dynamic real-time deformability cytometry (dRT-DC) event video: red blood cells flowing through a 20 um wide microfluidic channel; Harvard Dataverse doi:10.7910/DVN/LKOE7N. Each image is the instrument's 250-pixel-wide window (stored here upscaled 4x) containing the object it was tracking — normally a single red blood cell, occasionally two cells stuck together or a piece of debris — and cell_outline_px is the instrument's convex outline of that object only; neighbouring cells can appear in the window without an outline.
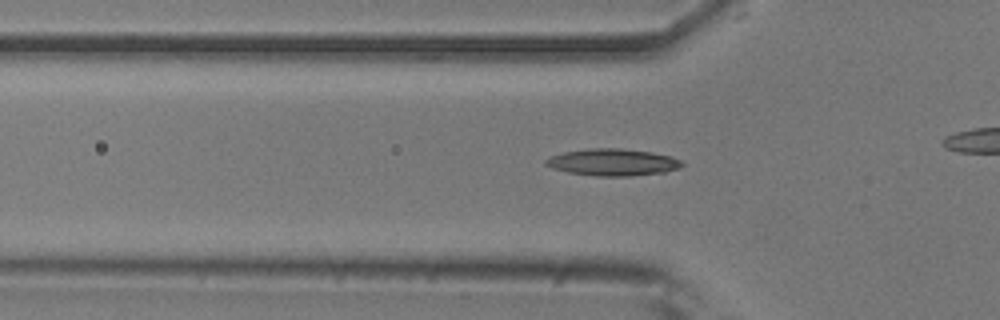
{"species": "common noctule bat (a hibernating species)", "species_latin": "Nyctalus noctula", "temperature_condition": "room temperature", "stored_images_in_passage": 28, "camera_frame_rate_fps": 3000, "um_per_image_px": 0.085, "animal": {"sex": "male", "body_mass_g": 20.5, "forearm_length_mm": 52.5}, "frame": {"image": 1, "passage_image": 3, "time_ms": 0.667, "image_size_px": [1000, 320], "cell_outline_px": [[684, 164], [676, 168], [664, 172], [632, 176], [596, 176], [568, 172], [552, 168], [544, 164], [544, 160], [552, 156], [564, 152], [592, 148], [620, 148], [652, 152], [672, 156], [680, 160]], "centroid_in_image_um": [52.07, 13.79], "position_along_channel_um": 73.7, "area_um2": 21.27}}
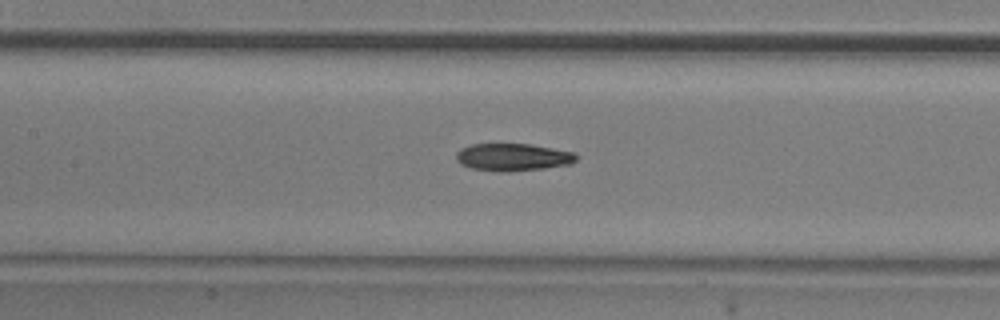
{"frame": {"image": 2, "passage_image": 10, "time_ms": 3.0, "image_size_px": [1000, 320], "cell_outline_px": [[576, 160], [572, 164], [544, 168], [472, 168], [460, 164], [456, 160], [456, 152], [460, 148], [472, 144], [532, 144], [576, 152]], "centroid_in_image_um": [43.63, 13.29], "position_along_channel_um": 163.8, "area_um2": 18.26}}
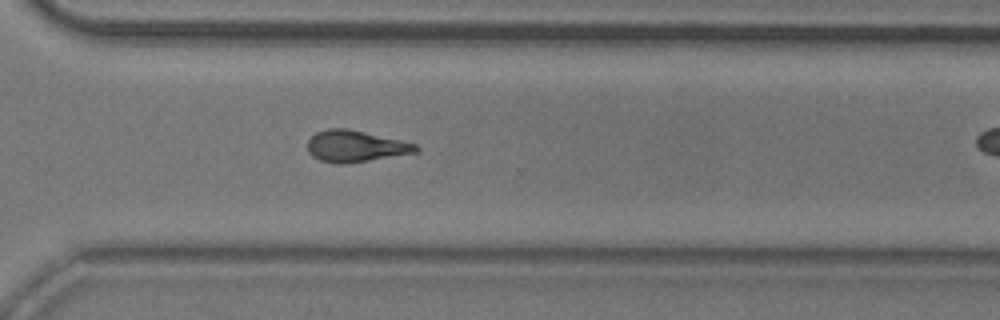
{"frame": {"image": 3, "passage_image": 24, "time_ms": 7.667, "image_size_px": [1000, 320], "cell_outline_px": [[420, 152], [344, 164], [336, 164], [320, 160], [312, 156], [308, 152], [308, 140], [316, 132], [328, 128], [348, 128], [400, 140], [416, 144], [420, 148]], "centroid_in_image_um": [30.22, 12.43], "position_along_channel_um": 340.4, "area_um2": 19.94}}